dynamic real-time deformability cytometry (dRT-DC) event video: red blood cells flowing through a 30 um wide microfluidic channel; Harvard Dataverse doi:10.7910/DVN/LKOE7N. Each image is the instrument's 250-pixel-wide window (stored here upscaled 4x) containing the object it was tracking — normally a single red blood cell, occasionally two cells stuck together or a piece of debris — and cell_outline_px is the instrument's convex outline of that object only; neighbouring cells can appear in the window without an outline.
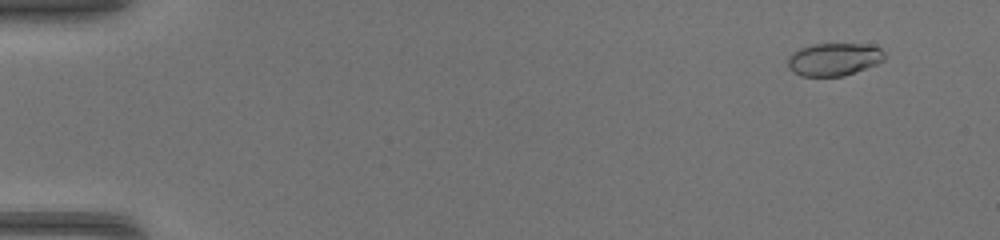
{"species": "common noctule bat (a hibernating species)", "species_latin": "Nyctalus noctula", "temperature_condition": "warm", "stored_images_in_passage": 47, "camera_frame_rate_fps": 3000, "um_per_image_px": 0.085, "animal": {"sex": "female", "body_mass_g": 17.0, "forearm_length_mm": 48.0}, "frame": {"image": 1, "passage_image": 4, "time_ms": 1.0, "image_size_px": [1000, 240], "cell_outline_px": [[884, 60], [876, 64], [844, 76], [800, 76], [792, 72], [788, 68], [788, 56], [792, 52], [800, 48], [812, 44], [868, 44], [880, 48], [884, 52]], "centroid_in_image_um": [70.85, 5.04], "position_along_channel_um": 14.1, "area_um2": 18.55}}
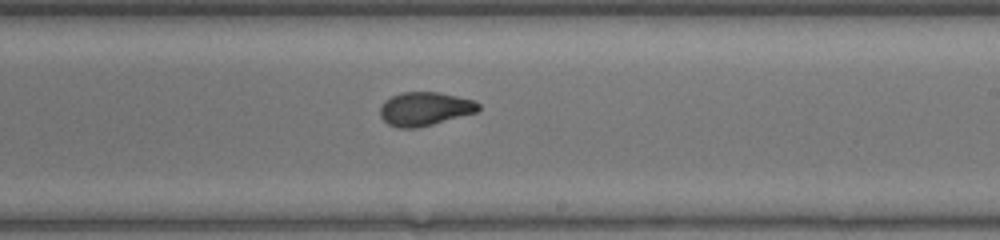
{"frame": {"image": 2, "passage_image": 29, "time_ms": 9.333, "image_size_px": [1000, 240], "cell_outline_px": [[480, 108], [476, 112], [432, 124], [416, 128], [396, 128], [388, 124], [380, 116], [380, 108], [384, 100], [400, 92], [440, 92], [476, 100], [480, 104]], "centroid_in_image_um": [36.1, 9.24], "position_along_channel_um": 252.9, "area_um2": 19.36}}
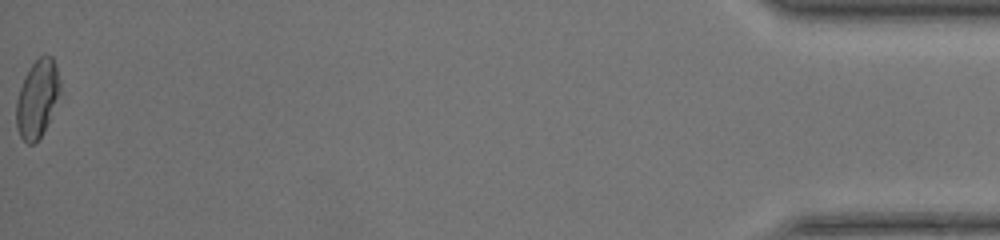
{"frame": {"image": 3, "passage_image": 47, "time_ms": 15.333, "image_size_px": [1000, 240], "cell_outline_px": [[60, 88], [48, 120], [40, 136], [32, 144], [28, 144], [20, 136], [16, 128], [16, 100], [24, 76], [32, 64], [40, 56], [52, 56], [56, 64], [60, 80]], "centroid_in_image_um": [3.14, 8.35], "position_along_channel_um": 432.1, "area_um2": 19.31}}